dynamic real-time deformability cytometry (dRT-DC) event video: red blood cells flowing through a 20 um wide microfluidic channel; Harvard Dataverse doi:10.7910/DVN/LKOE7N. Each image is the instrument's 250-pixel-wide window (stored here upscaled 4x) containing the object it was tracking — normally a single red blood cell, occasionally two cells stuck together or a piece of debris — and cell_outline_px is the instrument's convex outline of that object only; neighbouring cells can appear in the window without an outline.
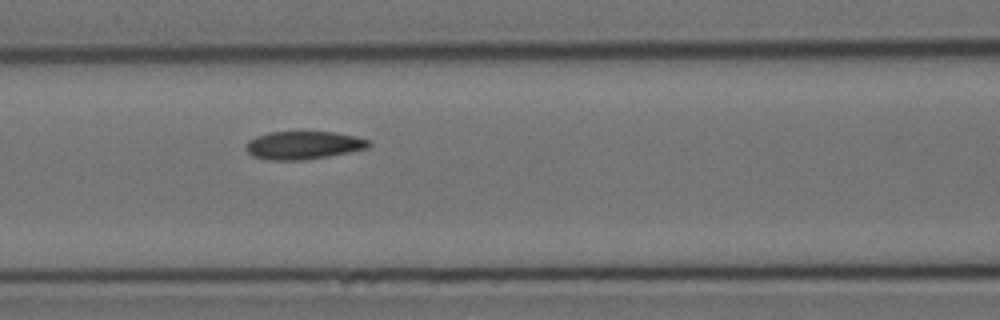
{"species": "Egyptian fruit bat (a non-hibernating species)", "species_latin": "Rousettus aegyptiacus", "temperature_condition": "cold", "stored_images_in_passage": 5, "camera_frame_rate_fps": 3000, "um_per_image_px": 0.085, "animal": {"sex": "female"}, "frame": {"image": 1, "passage_image": 5, "time_ms": 5.667, "image_size_px": [1000, 320], "cell_outline_px": [[372, 144], [368, 148], [328, 156], [304, 160], [268, 160], [252, 156], [244, 148], [248, 140], [256, 136], [268, 132], [336, 132], [356, 136], [368, 140]], "centroid_in_image_um": [25.76, 12.34], "position_along_channel_um": 140.8, "area_um2": 20.17}}